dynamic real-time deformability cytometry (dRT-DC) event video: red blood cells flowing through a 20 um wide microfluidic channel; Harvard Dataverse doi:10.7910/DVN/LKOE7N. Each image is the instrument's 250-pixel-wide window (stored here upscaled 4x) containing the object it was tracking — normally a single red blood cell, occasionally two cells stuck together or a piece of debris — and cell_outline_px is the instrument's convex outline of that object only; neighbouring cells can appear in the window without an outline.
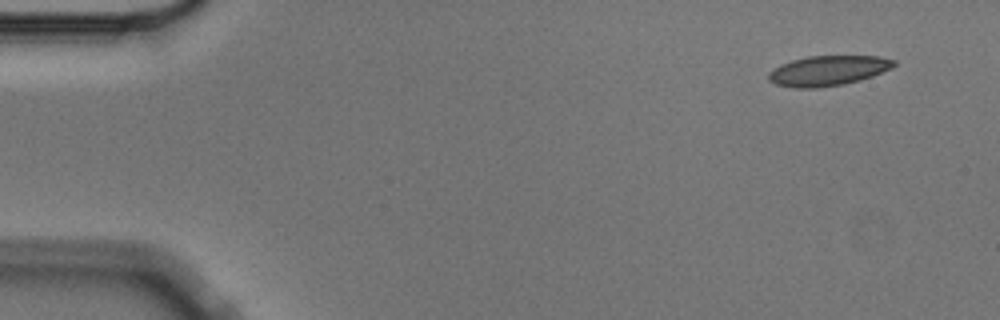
{"species": "Egyptian fruit bat (a non-hibernating species)", "species_latin": "Rousettus aegyptiacus", "temperature_condition": "cold", "stored_images_in_passage": 5, "segment_of_instrument_passage": [2, 2], "camera_frame_rate_fps": 3000, "um_per_image_px": 0.085, "animal": {"sex": "male"}, "frame": {"image": 1, "passage_image": 5, "time_ms": 1.333, "image_size_px": [1000, 320], "cell_outline_px": [[896, 64], [892, 68], [872, 76], [860, 80], [844, 84], [816, 88], [796, 88], [776, 84], [768, 80], [768, 72], [780, 64], [792, 60], [808, 56], [880, 56], [896, 60]], "centroid_in_image_um": [70.38, 6.0], "position_along_channel_um": 14.6, "area_um2": 22.02}}